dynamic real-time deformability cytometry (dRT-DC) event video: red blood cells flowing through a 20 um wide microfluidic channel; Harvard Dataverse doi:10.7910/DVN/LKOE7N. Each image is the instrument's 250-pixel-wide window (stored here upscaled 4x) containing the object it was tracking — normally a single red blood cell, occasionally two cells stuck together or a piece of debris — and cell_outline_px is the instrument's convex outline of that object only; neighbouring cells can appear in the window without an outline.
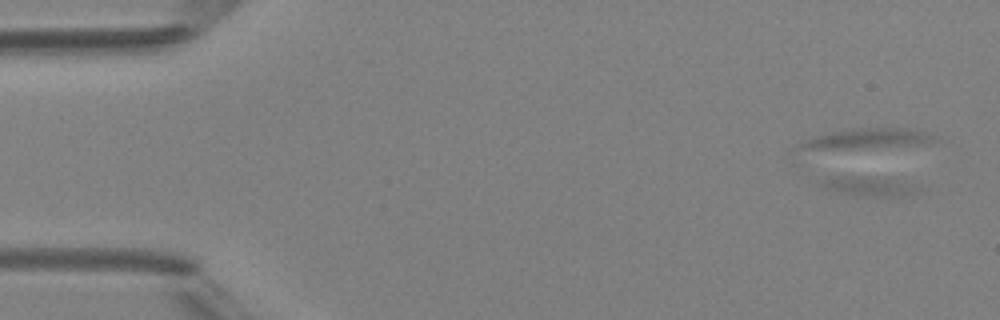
{"species": "Egyptian fruit bat (a non-hibernating species)", "species_latin": "Rousettus aegyptiacus", "temperature_condition": "room temperature", "stored_images_in_passage": 9, "camera_frame_rate_fps": 3000, "um_per_image_px": 0.085, "animal": {"sex": "female"}, "frame": {"image": 1, "passage_image": 2, "time_ms": 1.0, "image_size_px": [1000, 320], "cell_outline_px": [[928, 188], [924, 192], [912, 196], [864, 196], [840, 192], [824, 188], [816, 184], [816, 180], [840, 176], [868, 176], [896, 180]], "centroid_in_image_um": [73.98, 15.84], "position_along_channel_um": 11.0, "area_um2": 11.62}}